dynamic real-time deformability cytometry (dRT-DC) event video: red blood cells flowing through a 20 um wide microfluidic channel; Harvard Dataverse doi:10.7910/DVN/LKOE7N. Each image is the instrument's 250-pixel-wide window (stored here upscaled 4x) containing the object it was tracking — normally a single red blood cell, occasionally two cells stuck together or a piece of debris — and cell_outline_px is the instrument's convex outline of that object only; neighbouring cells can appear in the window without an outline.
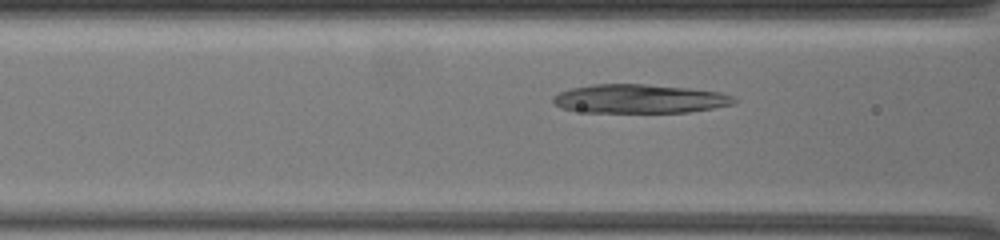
{"species": "common noctule bat (a hibernating species)", "species_latin": "Nyctalus noctula", "temperature_condition": "warm", "stored_images_in_passage": 73, "camera_frame_rate_fps": 3000, "um_per_image_px": 0.085, "animal": {"sex": "female", "body_mass_g": 19.5, "forearm_length_mm": 54.1}, "frame": {"image": 1, "passage_image": 23, "time_ms": 5.333, "image_size_px": [1000, 240], "cell_outline_px": [[736, 100], [732, 104], [712, 108], [688, 112], [584, 112], [560, 108], [552, 100], [552, 96], [560, 92], [572, 88], [592, 84], [648, 84], [688, 88], [720, 92], [732, 96]], "centroid_in_image_um": [54.32, 8.39], "position_along_channel_um": 112.3, "area_um2": 30.29}}
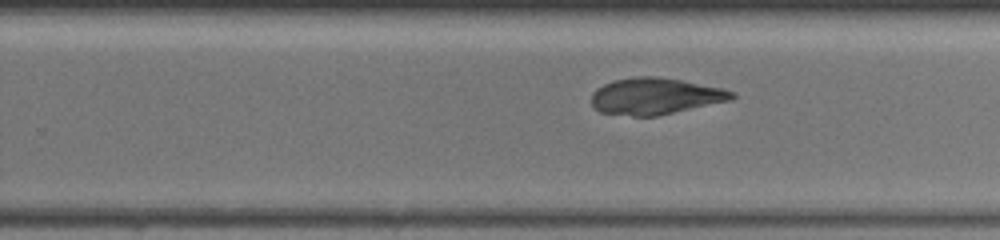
{"frame": {"image": 2, "passage_image": 44, "time_ms": 10.0, "image_size_px": [1000, 240], "cell_outline_px": [[736, 96], [732, 100], [656, 116], [632, 116], [600, 112], [592, 104], [592, 92], [596, 88], [612, 80], [636, 76], [656, 76], [684, 80], [720, 88], [732, 92]], "centroid_in_image_um": [55.68, 8.17], "position_along_channel_um": 274.1, "area_um2": 29.88}}
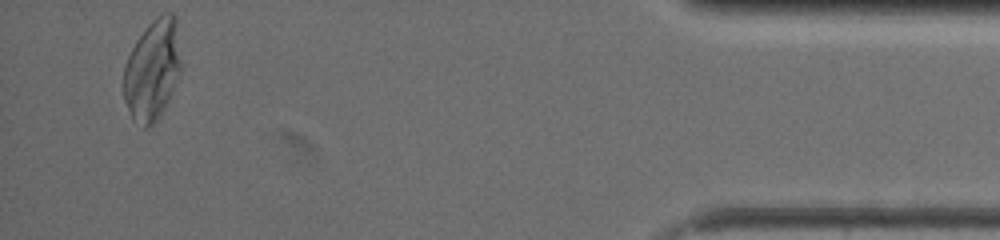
{"frame": {"image": 3, "passage_image": 71, "time_ms": 16.0, "image_size_px": [1000, 240], "cell_outline_px": [[180, 72], [172, 92], [160, 116], [148, 128], [144, 128], [132, 120], [124, 100], [124, 64], [136, 40], [148, 24], [156, 16], [164, 12], [172, 12], [176, 16], [180, 60]], "centroid_in_image_um": [12.94, 5.94], "position_along_channel_um": 422.3, "area_um2": 33.7}}